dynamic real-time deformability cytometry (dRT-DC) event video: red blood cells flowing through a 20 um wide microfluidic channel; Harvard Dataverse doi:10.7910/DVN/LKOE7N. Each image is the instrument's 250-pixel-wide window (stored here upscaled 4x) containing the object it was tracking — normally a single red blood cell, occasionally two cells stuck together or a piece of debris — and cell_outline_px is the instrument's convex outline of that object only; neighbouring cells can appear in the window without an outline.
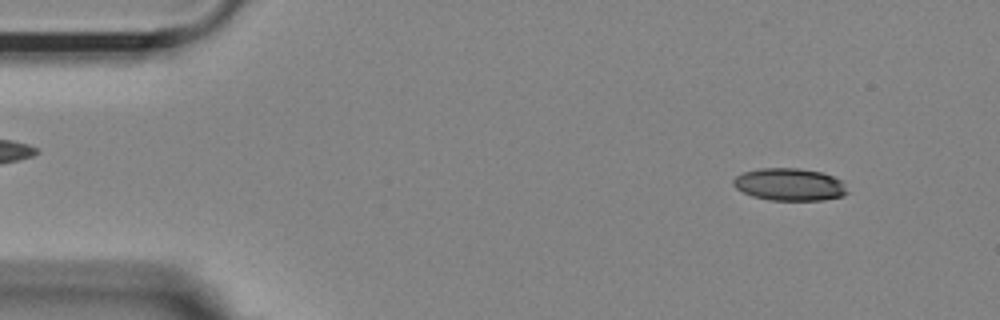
{"species": "Egyptian fruit bat (a non-hibernating species)", "species_latin": "Rousettus aegyptiacus", "temperature_condition": "room temperature", "stored_images_in_passage": 55, "camera_frame_rate_fps": 3000, "um_per_image_px": 0.085, "animal": {"sex": "female"}, "frame": {"image": 1, "passage_image": 5, "time_ms": 1.333, "image_size_px": [1000, 320], "cell_outline_px": [[848, 192], [844, 196], [824, 200], [768, 200], [752, 196], [736, 188], [732, 184], [732, 180], [736, 176], [744, 172], [760, 168], [796, 168], [824, 172], [844, 180]], "centroid_in_image_um": [67.16, 15.68], "position_along_channel_um": 17.8, "area_um2": 21.85}}
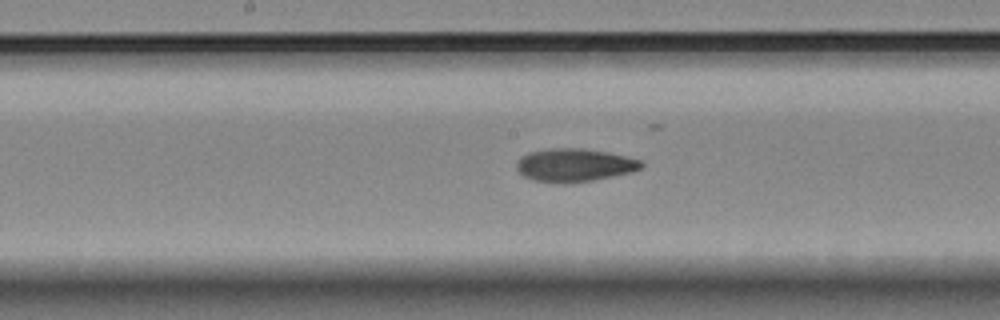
{"frame": {"image": 2, "passage_image": 27, "time_ms": 8.667, "image_size_px": [1000, 320], "cell_outline_px": [[644, 164], [640, 168], [632, 172], [592, 180], [564, 184], [536, 180], [524, 176], [516, 168], [516, 164], [520, 156], [528, 152], [548, 148], [584, 148], [608, 152], [628, 156], [640, 160]], "centroid_in_image_um": [48.82, 14.02], "position_along_channel_um": 199.4, "area_um2": 24.16}}
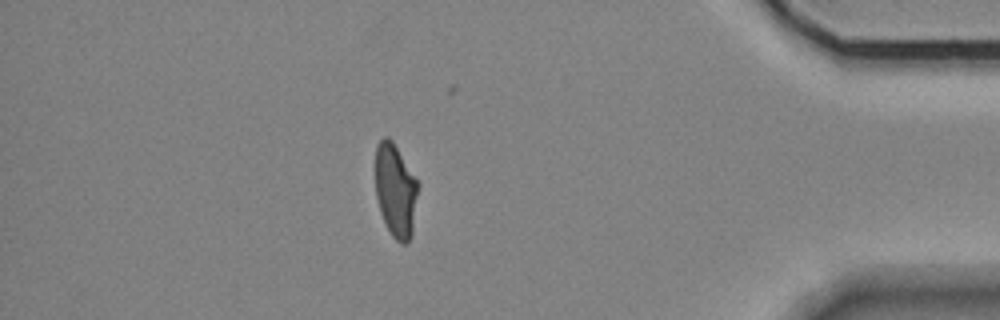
{"frame": {"image": 3, "passage_image": 47, "time_ms": 15.333, "image_size_px": [1000, 320], "cell_outline_px": [[420, 184], [412, 236], [404, 244], [400, 244], [392, 236], [380, 212], [376, 196], [376, 144], [384, 136], [388, 136], [392, 140]], "centroid_in_image_um": [33.65, 16.19], "position_along_channel_um": 401.6, "area_um2": 23.47}}